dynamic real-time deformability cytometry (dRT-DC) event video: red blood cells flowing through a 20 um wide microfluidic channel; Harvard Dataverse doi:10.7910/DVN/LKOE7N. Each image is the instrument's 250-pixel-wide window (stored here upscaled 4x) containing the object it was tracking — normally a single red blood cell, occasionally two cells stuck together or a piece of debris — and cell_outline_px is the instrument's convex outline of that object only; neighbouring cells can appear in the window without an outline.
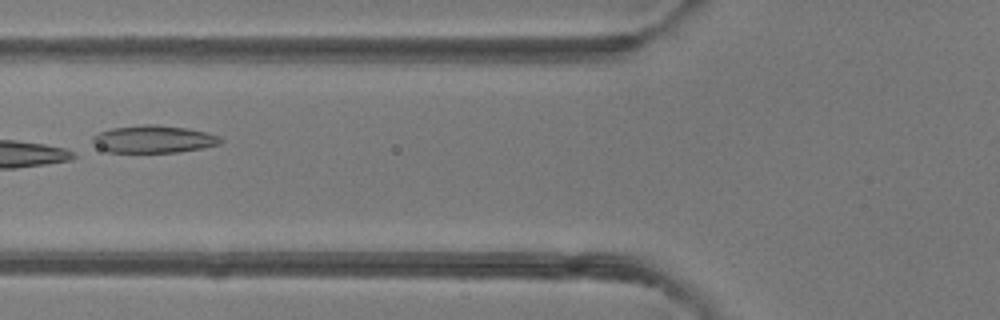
{"species": "common noctule bat (a hibernating species)", "species_latin": "Nyctalus noctula", "temperature_condition": "room temperature", "stored_images_in_passage": 6, "camera_frame_rate_fps": 3000, "um_per_image_px": 0.085, "animal": {"sex": "female"}, "frame": {"image": 1, "passage_image": 5, "time_ms": 5.667, "image_size_px": [1000, 320], "cell_outline_px": [[224, 140], [220, 144], [180, 152], [108, 152], [92, 144], [92, 136], [100, 132], [112, 128], [144, 124], [156, 124], [188, 128], [220, 136]], "centroid_in_image_um": [13.05, 11.82], "position_along_channel_um": 112.8, "area_um2": 20.52}}
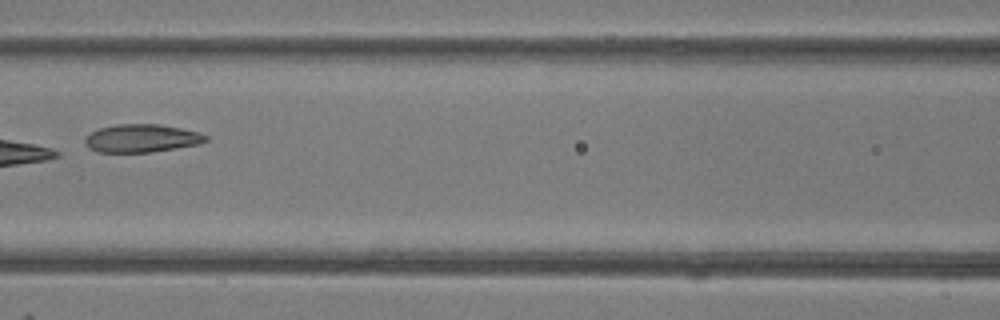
{"frame": {"image": 2, "passage_image": 6, "time_ms": 6.667, "image_size_px": [1000, 320], "cell_outline_px": [[208, 140], [200, 144], [148, 152], [96, 152], [88, 148], [84, 144], [84, 136], [100, 128], [116, 124], [160, 124], [200, 132], [208, 136]], "centroid_in_image_um": [12.02, 11.75], "position_along_channel_um": 154.6, "area_um2": 19.83}}